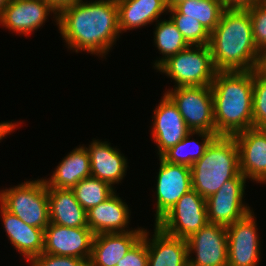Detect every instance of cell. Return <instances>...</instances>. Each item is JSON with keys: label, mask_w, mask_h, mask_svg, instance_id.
<instances>
[{"label": "cell", "mask_w": 266, "mask_h": 266, "mask_svg": "<svg viewBox=\"0 0 266 266\" xmlns=\"http://www.w3.org/2000/svg\"><path fill=\"white\" fill-rule=\"evenodd\" d=\"M91 176V164L86 146L73 149L57 166L48 180L47 187L71 189L84 178Z\"/></svg>", "instance_id": "24"}, {"label": "cell", "mask_w": 266, "mask_h": 266, "mask_svg": "<svg viewBox=\"0 0 266 266\" xmlns=\"http://www.w3.org/2000/svg\"><path fill=\"white\" fill-rule=\"evenodd\" d=\"M11 0H0V14L3 12L4 8L9 4Z\"/></svg>", "instance_id": "39"}, {"label": "cell", "mask_w": 266, "mask_h": 266, "mask_svg": "<svg viewBox=\"0 0 266 266\" xmlns=\"http://www.w3.org/2000/svg\"><path fill=\"white\" fill-rule=\"evenodd\" d=\"M0 204L27 225L45 229L49 223V202L44 179L26 181L0 191Z\"/></svg>", "instance_id": "6"}, {"label": "cell", "mask_w": 266, "mask_h": 266, "mask_svg": "<svg viewBox=\"0 0 266 266\" xmlns=\"http://www.w3.org/2000/svg\"><path fill=\"white\" fill-rule=\"evenodd\" d=\"M211 90L217 137L253 128V71H217Z\"/></svg>", "instance_id": "3"}, {"label": "cell", "mask_w": 266, "mask_h": 266, "mask_svg": "<svg viewBox=\"0 0 266 266\" xmlns=\"http://www.w3.org/2000/svg\"><path fill=\"white\" fill-rule=\"evenodd\" d=\"M57 13L63 8L74 5L81 0H45Z\"/></svg>", "instance_id": "36"}, {"label": "cell", "mask_w": 266, "mask_h": 266, "mask_svg": "<svg viewBox=\"0 0 266 266\" xmlns=\"http://www.w3.org/2000/svg\"><path fill=\"white\" fill-rule=\"evenodd\" d=\"M18 125L12 122H2L0 123V140L6 135L10 134Z\"/></svg>", "instance_id": "37"}, {"label": "cell", "mask_w": 266, "mask_h": 266, "mask_svg": "<svg viewBox=\"0 0 266 266\" xmlns=\"http://www.w3.org/2000/svg\"><path fill=\"white\" fill-rule=\"evenodd\" d=\"M254 71L266 80V49L259 52Z\"/></svg>", "instance_id": "35"}, {"label": "cell", "mask_w": 266, "mask_h": 266, "mask_svg": "<svg viewBox=\"0 0 266 266\" xmlns=\"http://www.w3.org/2000/svg\"><path fill=\"white\" fill-rule=\"evenodd\" d=\"M208 46L217 71H253L260 51L248 9H224Z\"/></svg>", "instance_id": "2"}, {"label": "cell", "mask_w": 266, "mask_h": 266, "mask_svg": "<svg viewBox=\"0 0 266 266\" xmlns=\"http://www.w3.org/2000/svg\"><path fill=\"white\" fill-rule=\"evenodd\" d=\"M116 266H148L146 241L141 238Z\"/></svg>", "instance_id": "33"}, {"label": "cell", "mask_w": 266, "mask_h": 266, "mask_svg": "<svg viewBox=\"0 0 266 266\" xmlns=\"http://www.w3.org/2000/svg\"><path fill=\"white\" fill-rule=\"evenodd\" d=\"M225 9H248L258 4H265L266 0H221Z\"/></svg>", "instance_id": "34"}, {"label": "cell", "mask_w": 266, "mask_h": 266, "mask_svg": "<svg viewBox=\"0 0 266 266\" xmlns=\"http://www.w3.org/2000/svg\"><path fill=\"white\" fill-rule=\"evenodd\" d=\"M194 134H198L202 137L203 142L199 144V142L194 141V139L190 140L189 137ZM216 137L217 136L214 133L191 131L183 140H181L177 145L171 147L161 157L168 163L191 167L194 162L198 161L204 155L206 148ZM191 147L192 152L190 151Z\"/></svg>", "instance_id": "25"}, {"label": "cell", "mask_w": 266, "mask_h": 266, "mask_svg": "<svg viewBox=\"0 0 266 266\" xmlns=\"http://www.w3.org/2000/svg\"><path fill=\"white\" fill-rule=\"evenodd\" d=\"M57 25L68 48L103 57L120 36L117 2L81 0L58 13Z\"/></svg>", "instance_id": "1"}, {"label": "cell", "mask_w": 266, "mask_h": 266, "mask_svg": "<svg viewBox=\"0 0 266 266\" xmlns=\"http://www.w3.org/2000/svg\"><path fill=\"white\" fill-rule=\"evenodd\" d=\"M254 212L226 227L228 242L227 266H257L260 260V239Z\"/></svg>", "instance_id": "11"}, {"label": "cell", "mask_w": 266, "mask_h": 266, "mask_svg": "<svg viewBox=\"0 0 266 266\" xmlns=\"http://www.w3.org/2000/svg\"><path fill=\"white\" fill-rule=\"evenodd\" d=\"M253 128L266 130V80L253 70Z\"/></svg>", "instance_id": "30"}, {"label": "cell", "mask_w": 266, "mask_h": 266, "mask_svg": "<svg viewBox=\"0 0 266 266\" xmlns=\"http://www.w3.org/2000/svg\"><path fill=\"white\" fill-rule=\"evenodd\" d=\"M192 189L207 199L239 172V150L233 136H218L190 167Z\"/></svg>", "instance_id": "4"}, {"label": "cell", "mask_w": 266, "mask_h": 266, "mask_svg": "<svg viewBox=\"0 0 266 266\" xmlns=\"http://www.w3.org/2000/svg\"><path fill=\"white\" fill-rule=\"evenodd\" d=\"M189 252V266H227L228 242L226 227L207 223L186 239ZM196 258H191V253Z\"/></svg>", "instance_id": "10"}, {"label": "cell", "mask_w": 266, "mask_h": 266, "mask_svg": "<svg viewBox=\"0 0 266 266\" xmlns=\"http://www.w3.org/2000/svg\"><path fill=\"white\" fill-rule=\"evenodd\" d=\"M253 38L259 51L266 49V3L248 8Z\"/></svg>", "instance_id": "31"}, {"label": "cell", "mask_w": 266, "mask_h": 266, "mask_svg": "<svg viewBox=\"0 0 266 266\" xmlns=\"http://www.w3.org/2000/svg\"><path fill=\"white\" fill-rule=\"evenodd\" d=\"M176 104L191 131L215 134L211 86H181L165 92Z\"/></svg>", "instance_id": "7"}, {"label": "cell", "mask_w": 266, "mask_h": 266, "mask_svg": "<svg viewBox=\"0 0 266 266\" xmlns=\"http://www.w3.org/2000/svg\"><path fill=\"white\" fill-rule=\"evenodd\" d=\"M233 137L239 150L240 173L257 183H266V130L250 128Z\"/></svg>", "instance_id": "15"}, {"label": "cell", "mask_w": 266, "mask_h": 266, "mask_svg": "<svg viewBox=\"0 0 266 266\" xmlns=\"http://www.w3.org/2000/svg\"><path fill=\"white\" fill-rule=\"evenodd\" d=\"M86 212L87 225L94 235L133 231L125 229L130 219L128 205L115 192L107 200Z\"/></svg>", "instance_id": "19"}, {"label": "cell", "mask_w": 266, "mask_h": 266, "mask_svg": "<svg viewBox=\"0 0 266 266\" xmlns=\"http://www.w3.org/2000/svg\"><path fill=\"white\" fill-rule=\"evenodd\" d=\"M167 12L171 13L170 19L181 32L189 46L209 44L210 33L199 21L191 17H185V15L180 14L174 7L169 8Z\"/></svg>", "instance_id": "29"}, {"label": "cell", "mask_w": 266, "mask_h": 266, "mask_svg": "<svg viewBox=\"0 0 266 266\" xmlns=\"http://www.w3.org/2000/svg\"><path fill=\"white\" fill-rule=\"evenodd\" d=\"M118 5L119 30L146 26L168 11L165 0H116Z\"/></svg>", "instance_id": "23"}, {"label": "cell", "mask_w": 266, "mask_h": 266, "mask_svg": "<svg viewBox=\"0 0 266 266\" xmlns=\"http://www.w3.org/2000/svg\"><path fill=\"white\" fill-rule=\"evenodd\" d=\"M156 69L172 78L176 87L211 86L217 73L208 45L188 46Z\"/></svg>", "instance_id": "5"}, {"label": "cell", "mask_w": 266, "mask_h": 266, "mask_svg": "<svg viewBox=\"0 0 266 266\" xmlns=\"http://www.w3.org/2000/svg\"><path fill=\"white\" fill-rule=\"evenodd\" d=\"M50 12L58 23V13L45 0H11L0 14V23L27 36L45 23Z\"/></svg>", "instance_id": "16"}, {"label": "cell", "mask_w": 266, "mask_h": 266, "mask_svg": "<svg viewBox=\"0 0 266 266\" xmlns=\"http://www.w3.org/2000/svg\"><path fill=\"white\" fill-rule=\"evenodd\" d=\"M154 34V43L160 54L162 53L164 56L155 61V69L167 58L176 55L189 46L170 18L169 20H158Z\"/></svg>", "instance_id": "27"}, {"label": "cell", "mask_w": 266, "mask_h": 266, "mask_svg": "<svg viewBox=\"0 0 266 266\" xmlns=\"http://www.w3.org/2000/svg\"><path fill=\"white\" fill-rule=\"evenodd\" d=\"M246 179L239 172L206 199L208 223L227 227L253 211L242 200Z\"/></svg>", "instance_id": "9"}, {"label": "cell", "mask_w": 266, "mask_h": 266, "mask_svg": "<svg viewBox=\"0 0 266 266\" xmlns=\"http://www.w3.org/2000/svg\"><path fill=\"white\" fill-rule=\"evenodd\" d=\"M161 100L154 110L151 131L159 157L191 132L172 99L165 93Z\"/></svg>", "instance_id": "14"}, {"label": "cell", "mask_w": 266, "mask_h": 266, "mask_svg": "<svg viewBox=\"0 0 266 266\" xmlns=\"http://www.w3.org/2000/svg\"><path fill=\"white\" fill-rule=\"evenodd\" d=\"M174 8L185 17L199 21L209 33L218 25L225 9L221 0H183Z\"/></svg>", "instance_id": "26"}, {"label": "cell", "mask_w": 266, "mask_h": 266, "mask_svg": "<svg viewBox=\"0 0 266 266\" xmlns=\"http://www.w3.org/2000/svg\"><path fill=\"white\" fill-rule=\"evenodd\" d=\"M94 233L89 227H64L49 223L44 229L43 253L88 260Z\"/></svg>", "instance_id": "12"}, {"label": "cell", "mask_w": 266, "mask_h": 266, "mask_svg": "<svg viewBox=\"0 0 266 266\" xmlns=\"http://www.w3.org/2000/svg\"><path fill=\"white\" fill-rule=\"evenodd\" d=\"M91 164V176L98 178L111 187L121 182L126 175L127 159L120 150L112 148L109 143L93 140L87 148Z\"/></svg>", "instance_id": "20"}, {"label": "cell", "mask_w": 266, "mask_h": 266, "mask_svg": "<svg viewBox=\"0 0 266 266\" xmlns=\"http://www.w3.org/2000/svg\"><path fill=\"white\" fill-rule=\"evenodd\" d=\"M31 266H89L88 260L42 253L28 260Z\"/></svg>", "instance_id": "32"}, {"label": "cell", "mask_w": 266, "mask_h": 266, "mask_svg": "<svg viewBox=\"0 0 266 266\" xmlns=\"http://www.w3.org/2000/svg\"><path fill=\"white\" fill-rule=\"evenodd\" d=\"M183 0H165L167 8H172Z\"/></svg>", "instance_id": "38"}, {"label": "cell", "mask_w": 266, "mask_h": 266, "mask_svg": "<svg viewBox=\"0 0 266 266\" xmlns=\"http://www.w3.org/2000/svg\"><path fill=\"white\" fill-rule=\"evenodd\" d=\"M160 159L156 184L155 223L167 213L176 202L192 189L190 167L172 164Z\"/></svg>", "instance_id": "13"}, {"label": "cell", "mask_w": 266, "mask_h": 266, "mask_svg": "<svg viewBox=\"0 0 266 266\" xmlns=\"http://www.w3.org/2000/svg\"><path fill=\"white\" fill-rule=\"evenodd\" d=\"M71 190L86 211L107 200L115 191L108 183L92 176L84 178Z\"/></svg>", "instance_id": "28"}, {"label": "cell", "mask_w": 266, "mask_h": 266, "mask_svg": "<svg viewBox=\"0 0 266 266\" xmlns=\"http://www.w3.org/2000/svg\"><path fill=\"white\" fill-rule=\"evenodd\" d=\"M207 223L206 199L191 189L155 225L170 236L187 239Z\"/></svg>", "instance_id": "8"}, {"label": "cell", "mask_w": 266, "mask_h": 266, "mask_svg": "<svg viewBox=\"0 0 266 266\" xmlns=\"http://www.w3.org/2000/svg\"><path fill=\"white\" fill-rule=\"evenodd\" d=\"M154 231L152 239L147 230L142 237L147 244L148 266H189L187 240L170 236L156 225Z\"/></svg>", "instance_id": "18"}, {"label": "cell", "mask_w": 266, "mask_h": 266, "mask_svg": "<svg viewBox=\"0 0 266 266\" xmlns=\"http://www.w3.org/2000/svg\"><path fill=\"white\" fill-rule=\"evenodd\" d=\"M144 231V228H137L125 233L94 235L89 266H116L143 237Z\"/></svg>", "instance_id": "17"}, {"label": "cell", "mask_w": 266, "mask_h": 266, "mask_svg": "<svg viewBox=\"0 0 266 266\" xmlns=\"http://www.w3.org/2000/svg\"><path fill=\"white\" fill-rule=\"evenodd\" d=\"M0 213L10 243L27 258L39 256L44 250V230L24 223L0 204Z\"/></svg>", "instance_id": "21"}, {"label": "cell", "mask_w": 266, "mask_h": 266, "mask_svg": "<svg viewBox=\"0 0 266 266\" xmlns=\"http://www.w3.org/2000/svg\"><path fill=\"white\" fill-rule=\"evenodd\" d=\"M50 223L64 227H88L87 212L71 189L47 187Z\"/></svg>", "instance_id": "22"}]
</instances>
